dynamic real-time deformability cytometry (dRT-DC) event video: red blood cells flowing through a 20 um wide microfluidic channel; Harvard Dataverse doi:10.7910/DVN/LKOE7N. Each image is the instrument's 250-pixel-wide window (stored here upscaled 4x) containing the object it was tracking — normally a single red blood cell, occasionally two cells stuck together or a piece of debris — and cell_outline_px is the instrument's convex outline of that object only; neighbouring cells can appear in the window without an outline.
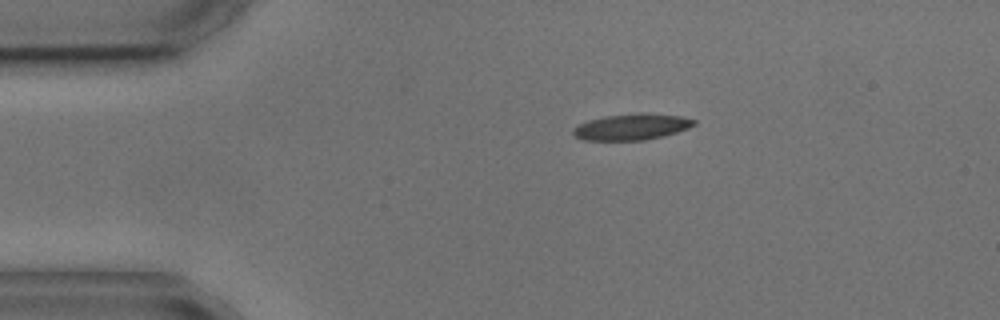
{"species": "common noctule bat (a hibernating species)", "species_latin": "Nyctalus noctula", "temperature_condition": "cold", "stored_images_in_passage": 2, "camera_frame_rate_fps": 3000, "um_per_image_px": 0.085, "animal": {"sex": "male", "body_mass_g": 17.9, "forearm_length_mm": 54.2}, "frame": {"image": 1, "passage_image": 1, "time_ms": 0.0, "image_size_px": [1000, 320], "cell_outline_px": [[696, 124], [688, 128], [664, 136], [644, 140], [584, 140], [576, 136], [572, 132], [572, 128], [588, 120], [604, 116], [640, 112], [680, 116], [696, 120]], "centroid_in_image_um": [53.69, 10.77], "position_along_channel_um": 31.3, "area_um2": 18.44}}